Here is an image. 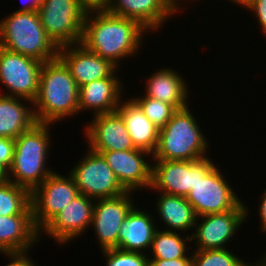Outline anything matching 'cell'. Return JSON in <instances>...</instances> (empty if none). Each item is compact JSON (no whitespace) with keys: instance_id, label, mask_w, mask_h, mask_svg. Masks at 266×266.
<instances>
[{"instance_id":"cell-1","label":"cell","mask_w":266,"mask_h":266,"mask_svg":"<svg viewBox=\"0 0 266 266\" xmlns=\"http://www.w3.org/2000/svg\"><path fill=\"white\" fill-rule=\"evenodd\" d=\"M146 32L150 33L134 19L92 8L85 16L80 44L119 69L122 60L140 53Z\"/></svg>"},{"instance_id":"cell-2","label":"cell","mask_w":266,"mask_h":266,"mask_svg":"<svg viewBox=\"0 0 266 266\" xmlns=\"http://www.w3.org/2000/svg\"><path fill=\"white\" fill-rule=\"evenodd\" d=\"M78 104L79 87L64 62L59 57L44 62L33 101L37 123L55 124L74 117L79 114Z\"/></svg>"},{"instance_id":"cell-3","label":"cell","mask_w":266,"mask_h":266,"mask_svg":"<svg viewBox=\"0 0 266 266\" xmlns=\"http://www.w3.org/2000/svg\"><path fill=\"white\" fill-rule=\"evenodd\" d=\"M52 126L54 124L36 123L15 139L13 163L7 172L8 180L30 193L54 172L47 166Z\"/></svg>"},{"instance_id":"cell-4","label":"cell","mask_w":266,"mask_h":266,"mask_svg":"<svg viewBox=\"0 0 266 266\" xmlns=\"http://www.w3.org/2000/svg\"><path fill=\"white\" fill-rule=\"evenodd\" d=\"M189 107L177 110L159 129L158 144L152 159L194 161L209 156L207 135L201 132L203 130Z\"/></svg>"},{"instance_id":"cell-5","label":"cell","mask_w":266,"mask_h":266,"mask_svg":"<svg viewBox=\"0 0 266 266\" xmlns=\"http://www.w3.org/2000/svg\"><path fill=\"white\" fill-rule=\"evenodd\" d=\"M0 47L42 63L58 57V47L44 31L37 11H13L1 18Z\"/></svg>"},{"instance_id":"cell-6","label":"cell","mask_w":266,"mask_h":266,"mask_svg":"<svg viewBox=\"0 0 266 266\" xmlns=\"http://www.w3.org/2000/svg\"><path fill=\"white\" fill-rule=\"evenodd\" d=\"M210 155L198 160V182L186 196L197 217L233 210L243 199Z\"/></svg>"},{"instance_id":"cell-7","label":"cell","mask_w":266,"mask_h":266,"mask_svg":"<svg viewBox=\"0 0 266 266\" xmlns=\"http://www.w3.org/2000/svg\"><path fill=\"white\" fill-rule=\"evenodd\" d=\"M88 9L80 0H42L37 12L47 36L59 48L81 42Z\"/></svg>"},{"instance_id":"cell-8","label":"cell","mask_w":266,"mask_h":266,"mask_svg":"<svg viewBox=\"0 0 266 266\" xmlns=\"http://www.w3.org/2000/svg\"><path fill=\"white\" fill-rule=\"evenodd\" d=\"M85 153L68 173L80 194L97 200L117 197L127 192L102 154L89 148Z\"/></svg>"},{"instance_id":"cell-9","label":"cell","mask_w":266,"mask_h":266,"mask_svg":"<svg viewBox=\"0 0 266 266\" xmlns=\"http://www.w3.org/2000/svg\"><path fill=\"white\" fill-rule=\"evenodd\" d=\"M248 211V205L241 201L233 210L197 217L194 231L190 234L191 243L194 241L196 245L193 250L227 248L239 228L248 220Z\"/></svg>"},{"instance_id":"cell-10","label":"cell","mask_w":266,"mask_h":266,"mask_svg":"<svg viewBox=\"0 0 266 266\" xmlns=\"http://www.w3.org/2000/svg\"><path fill=\"white\" fill-rule=\"evenodd\" d=\"M80 194L72 177L51 173L30 193L32 219L40 232L63 208Z\"/></svg>"},{"instance_id":"cell-11","label":"cell","mask_w":266,"mask_h":266,"mask_svg":"<svg viewBox=\"0 0 266 266\" xmlns=\"http://www.w3.org/2000/svg\"><path fill=\"white\" fill-rule=\"evenodd\" d=\"M42 62L0 47V83L2 95L34 101L38 93Z\"/></svg>"},{"instance_id":"cell-12","label":"cell","mask_w":266,"mask_h":266,"mask_svg":"<svg viewBox=\"0 0 266 266\" xmlns=\"http://www.w3.org/2000/svg\"><path fill=\"white\" fill-rule=\"evenodd\" d=\"M134 192L95 200L90 228L95 232L100 250L118 248L119 229L136 203Z\"/></svg>"},{"instance_id":"cell-13","label":"cell","mask_w":266,"mask_h":266,"mask_svg":"<svg viewBox=\"0 0 266 266\" xmlns=\"http://www.w3.org/2000/svg\"><path fill=\"white\" fill-rule=\"evenodd\" d=\"M94 204V199L79 194L39 232L40 240L42 232L59 246L81 237L91 225Z\"/></svg>"},{"instance_id":"cell-14","label":"cell","mask_w":266,"mask_h":266,"mask_svg":"<svg viewBox=\"0 0 266 266\" xmlns=\"http://www.w3.org/2000/svg\"><path fill=\"white\" fill-rule=\"evenodd\" d=\"M103 155L121 186L130 192L151 186L152 155L142 149L95 151ZM148 158V159H147ZM151 158V160H149ZM149 161V162H148Z\"/></svg>"},{"instance_id":"cell-15","label":"cell","mask_w":266,"mask_h":266,"mask_svg":"<svg viewBox=\"0 0 266 266\" xmlns=\"http://www.w3.org/2000/svg\"><path fill=\"white\" fill-rule=\"evenodd\" d=\"M149 191L186 197L198 182V160L152 159Z\"/></svg>"},{"instance_id":"cell-16","label":"cell","mask_w":266,"mask_h":266,"mask_svg":"<svg viewBox=\"0 0 266 266\" xmlns=\"http://www.w3.org/2000/svg\"><path fill=\"white\" fill-rule=\"evenodd\" d=\"M85 125L86 145L92 151L136 149L122 116L117 112L98 114Z\"/></svg>"},{"instance_id":"cell-17","label":"cell","mask_w":266,"mask_h":266,"mask_svg":"<svg viewBox=\"0 0 266 266\" xmlns=\"http://www.w3.org/2000/svg\"><path fill=\"white\" fill-rule=\"evenodd\" d=\"M58 57L68 67L79 88L94 80L109 77L117 69L110 61L80 43L59 47Z\"/></svg>"},{"instance_id":"cell-18","label":"cell","mask_w":266,"mask_h":266,"mask_svg":"<svg viewBox=\"0 0 266 266\" xmlns=\"http://www.w3.org/2000/svg\"><path fill=\"white\" fill-rule=\"evenodd\" d=\"M119 70L117 68L109 77L94 80L79 88V113L91 110L94 116L117 110L125 97L124 83L118 77Z\"/></svg>"},{"instance_id":"cell-19","label":"cell","mask_w":266,"mask_h":266,"mask_svg":"<svg viewBox=\"0 0 266 266\" xmlns=\"http://www.w3.org/2000/svg\"><path fill=\"white\" fill-rule=\"evenodd\" d=\"M104 9L111 14L138 21L150 33L162 29L169 18L172 19L165 0H108Z\"/></svg>"},{"instance_id":"cell-20","label":"cell","mask_w":266,"mask_h":266,"mask_svg":"<svg viewBox=\"0 0 266 266\" xmlns=\"http://www.w3.org/2000/svg\"><path fill=\"white\" fill-rule=\"evenodd\" d=\"M159 68L157 71L149 75L146 79V87L143 94L146 97L160 100L164 103L174 106L177 110L187 107L190 91L188 84L182 74L177 72L175 68L165 67Z\"/></svg>"},{"instance_id":"cell-21","label":"cell","mask_w":266,"mask_h":266,"mask_svg":"<svg viewBox=\"0 0 266 266\" xmlns=\"http://www.w3.org/2000/svg\"><path fill=\"white\" fill-rule=\"evenodd\" d=\"M153 217V214L135 205L119 229L118 248L148 254L146 250H150L154 234L159 228Z\"/></svg>"},{"instance_id":"cell-22","label":"cell","mask_w":266,"mask_h":266,"mask_svg":"<svg viewBox=\"0 0 266 266\" xmlns=\"http://www.w3.org/2000/svg\"><path fill=\"white\" fill-rule=\"evenodd\" d=\"M39 241L32 215L0 216V253L30 252Z\"/></svg>"},{"instance_id":"cell-23","label":"cell","mask_w":266,"mask_h":266,"mask_svg":"<svg viewBox=\"0 0 266 266\" xmlns=\"http://www.w3.org/2000/svg\"><path fill=\"white\" fill-rule=\"evenodd\" d=\"M126 99L121 101L116 111L122 116L135 148L145 150L152 155L158 144L159 128L132 99Z\"/></svg>"},{"instance_id":"cell-24","label":"cell","mask_w":266,"mask_h":266,"mask_svg":"<svg viewBox=\"0 0 266 266\" xmlns=\"http://www.w3.org/2000/svg\"><path fill=\"white\" fill-rule=\"evenodd\" d=\"M36 123L32 101L2 95L0 90V137L16 139Z\"/></svg>"},{"instance_id":"cell-25","label":"cell","mask_w":266,"mask_h":266,"mask_svg":"<svg viewBox=\"0 0 266 266\" xmlns=\"http://www.w3.org/2000/svg\"><path fill=\"white\" fill-rule=\"evenodd\" d=\"M155 201L156 218L164 222L167 231L193 232L197 215L186 197L159 193Z\"/></svg>"},{"instance_id":"cell-26","label":"cell","mask_w":266,"mask_h":266,"mask_svg":"<svg viewBox=\"0 0 266 266\" xmlns=\"http://www.w3.org/2000/svg\"><path fill=\"white\" fill-rule=\"evenodd\" d=\"M183 235V236H182ZM190 242V243H189ZM191 235L181 234V232L167 231L157 229L149 250V259H176V258H192V253L189 250L192 247ZM189 246V247H188Z\"/></svg>"},{"instance_id":"cell-27","label":"cell","mask_w":266,"mask_h":266,"mask_svg":"<svg viewBox=\"0 0 266 266\" xmlns=\"http://www.w3.org/2000/svg\"><path fill=\"white\" fill-rule=\"evenodd\" d=\"M30 192L7 180L0 184V216L32 215Z\"/></svg>"},{"instance_id":"cell-28","label":"cell","mask_w":266,"mask_h":266,"mask_svg":"<svg viewBox=\"0 0 266 266\" xmlns=\"http://www.w3.org/2000/svg\"><path fill=\"white\" fill-rule=\"evenodd\" d=\"M229 248L213 250H194L192 266H266V255H261L254 263L239 258Z\"/></svg>"},{"instance_id":"cell-29","label":"cell","mask_w":266,"mask_h":266,"mask_svg":"<svg viewBox=\"0 0 266 266\" xmlns=\"http://www.w3.org/2000/svg\"><path fill=\"white\" fill-rule=\"evenodd\" d=\"M148 117V119L159 129L163 128L171 119L177 109L160 100L152 99L144 95L130 97Z\"/></svg>"},{"instance_id":"cell-30","label":"cell","mask_w":266,"mask_h":266,"mask_svg":"<svg viewBox=\"0 0 266 266\" xmlns=\"http://www.w3.org/2000/svg\"><path fill=\"white\" fill-rule=\"evenodd\" d=\"M105 266H149L150 260L147 254L125 251L119 248L101 250Z\"/></svg>"},{"instance_id":"cell-31","label":"cell","mask_w":266,"mask_h":266,"mask_svg":"<svg viewBox=\"0 0 266 266\" xmlns=\"http://www.w3.org/2000/svg\"><path fill=\"white\" fill-rule=\"evenodd\" d=\"M15 148V139L0 137V166L7 172L12 166Z\"/></svg>"},{"instance_id":"cell-32","label":"cell","mask_w":266,"mask_h":266,"mask_svg":"<svg viewBox=\"0 0 266 266\" xmlns=\"http://www.w3.org/2000/svg\"><path fill=\"white\" fill-rule=\"evenodd\" d=\"M250 13L254 14L255 20L257 18L259 27L263 31L266 38V0H252L251 3L245 8Z\"/></svg>"},{"instance_id":"cell-33","label":"cell","mask_w":266,"mask_h":266,"mask_svg":"<svg viewBox=\"0 0 266 266\" xmlns=\"http://www.w3.org/2000/svg\"><path fill=\"white\" fill-rule=\"evenodd\" d=\"M4 257H8L10 262L5 266H37L36 262H33L32 256H28L29 252H10L0 253ZM6 255V256H5ZM35 263V264H34Z\"/></svg>"},{"instance_id":"cell-34","label":"cell","mask_w":266,"mask_h":266,"mask_svg":"<svg viewBox=\"0 0 266 266\" xmlns=\"http://www.w3.org/2000/svg\"><path fill=\"white\" fill-rule=\"evenodd\" d=\"M151 266H192V258L149 259Z\"/></svg>"},{"instance_id":"cell-35","label":"cell","mask_w":266,"mask_h":266,"mask_svg":"<svg viewBox=\"0 0 266 266\" xmlns=\"http://www.w3.org/2000/svg\"><path fill=\"white\" fill-rule=\"evenodd\" d=\"M259 202H261L258 205L259 209L257 210L259 214V220H260L259 229L261 230V233L263 232L264 234H266V189H264L263 193H261L259 197Z\"/></svg>"},{"instance_id":"cell-36","label":"cell","mask_w":266,"mask_h":266,"mask_svg":"<svg viewBox=\"0 0 266 266\" xmlns=\"http://www.w3.org/2000/svg\"><path fill=\"white\" fill-rule=\"evenodd\" d=\"M180 1H182V2L188 1V3L193 1V3H194V0H186V1L185 0H165L166 7H167V9L171 15L176 16L177 13L178 14L180 13V10L184 11V9H186V7H182V6H184L183 5L184 3H181ZM195 1H198V0H195ZM199 1H201V0H199ZM178 2H180V3H178Z\"/></svg>"},{"instance_id":"cell-37","label":"cell","mask_w":266,"mask_h":266,"mask_svg":"<svg viewBox=\"0 0 266 266\" xmlns=\"http://www.w3.org/2000/svg\"><path fill=\"white\" fill-rule=\"evenodd\" d=\"M21 2L24 3V5H21L23 7H21V8L18 7L17 10L15 9V12L38 11V8L40 7V4L42 3V0H26V1L22 0Z\"/></svg>"},{"instance_id":"cell-38","label":"cell","mask_w":266,"mask_h":266,"mask_svg":"<svg viewBox=\"0 0 266 266\" xmlns=\"http://www.w3.org/2000/svg\"><path fill=\"white\" fill-rule=\"evenodd\" d=\"M87 8H104L108 0H80Z\"/></svg>"},{"instance_id":"cell-39","label":"cell","mask_w":266,"mask_h":266,"mask_svg":"<svg viewBox=\"0 0 266 266\" xmlns=\"http://www.w3.org/2000/svg\"><path fill=\"white\" fill-rule=\"evenodd\" d=\"M225 1H226V0H225ZM228 1H229V2L231 1L232 3H234L233 5H235V4H236L237 6H238V5H239V6L241 5L240 8L245 9V8L251 3L252 0H227V2H228Z\"/></svg>"},{"instance_id":"cell-40","label":"cell","mask_w":266,"mask_h":266,"mask_svg":"<svg viewBox=\"0 0 266 266\" xmlns=\"http://www.w3.org/2000/svg\"><path fill=\"white\" fill-rule=\"evenodd\" d=\"M8 180L7 171L0 166V184L5 183Z\"/></svg>"}]
</instances>
